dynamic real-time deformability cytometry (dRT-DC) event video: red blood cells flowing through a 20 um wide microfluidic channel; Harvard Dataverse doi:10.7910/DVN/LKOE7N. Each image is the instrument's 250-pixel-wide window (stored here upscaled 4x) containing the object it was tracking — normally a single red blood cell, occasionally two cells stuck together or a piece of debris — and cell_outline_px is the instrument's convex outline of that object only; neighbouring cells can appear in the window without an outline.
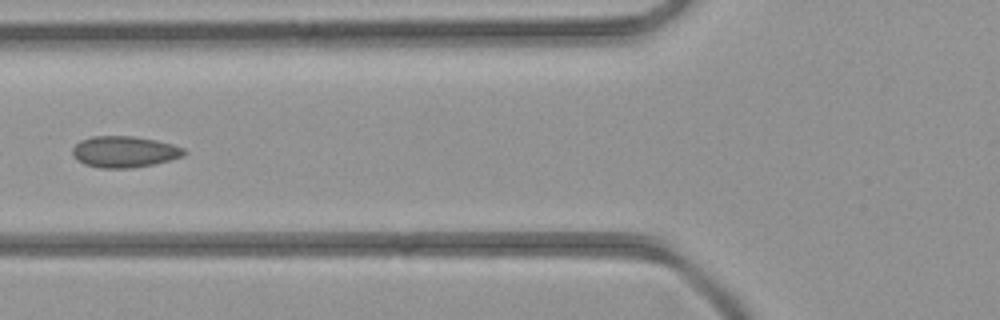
{"species": "common noctule bat (a hibernating species)", "species_latin": "Nyctalus noctula", "temperature_condition": "room temperature", "stored_images_in_passage": 4, "camera_frame_rate_fps": 3000, "um_per_image_px": 0.085, "animal": {"sex": "female", "body_mass_g": 21.9}, "frame": {"image": 1, "passage_image": 4, "time_ms": 3.333, "image_size_px": [1000, 320], "cell_outline_px": [[188, 152], [184, 156], [152, 164], [132, 168], [100, 168], [84, 164], [76, 160], [72, 156], [72, 148], [80, 140], [92, 136], [132, 136], [156, 140], [172, 144], [184, 148]], "centroid_in_image_um": [10.55, 12.9], "position_along_channel_um": 115.3, "area_um2": 20.46}}